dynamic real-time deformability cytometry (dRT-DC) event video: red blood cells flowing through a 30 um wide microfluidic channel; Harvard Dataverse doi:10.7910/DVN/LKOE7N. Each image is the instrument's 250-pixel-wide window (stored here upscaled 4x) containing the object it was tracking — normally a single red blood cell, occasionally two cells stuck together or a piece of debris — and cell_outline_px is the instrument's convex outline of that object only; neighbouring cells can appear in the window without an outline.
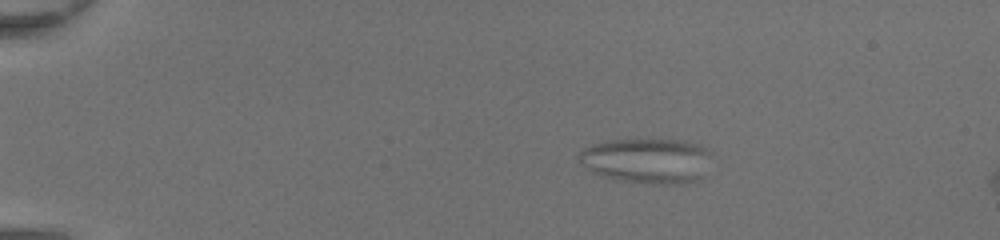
{"species": "common noctule bat (a hibernating species)", "species_latin": "Nyctalus noctula", "temperature_condition": "room temperature", "stored_images_in_passage": 48, "camera_frame_rate_fps": 3000, "um_per_image_px": 0.085, "animal": {"sex": "female", "body_mass_g": 20.0, "forearm_length_mm": 54.0}, "frame": {"image": 1, "passage_image": 9, "time_ms": 2.667, "image_size_px": [1000, 240], "cell_outline_px": [[700, 152], [692, 180], [668, 184], [660, 184], [632, 180], [612, 176], [596, 172], [580, 160], [580, 152], [596, 144], [616, 140], [680, 140], [692, 144], [700, 148]], "centroid_in_image_um": [54.75, 13.61], "position_along_channel_um": 30.2, "area_um2": 30.52}}
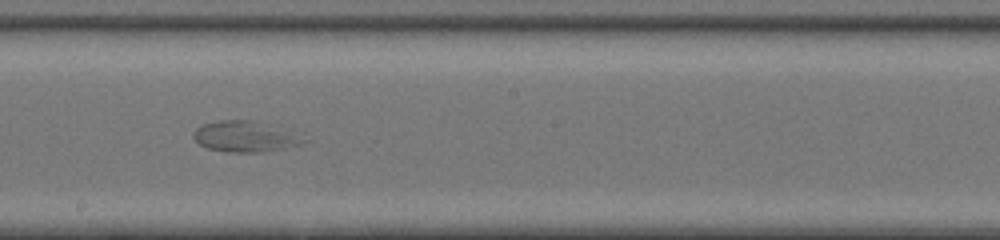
{"frame": {"image": 2, "passage_image": 29, "time_ms": 9.333, "image_size_px": [1000, 240], "cell_outline_px": [[284, 144], [276, 148], [260, 152], [228, 152], [208, 148], [200, 144], [192, 136], [192, 132], [196, 128], [204, 124], [220, 120], [252, 120], [276, 132], [284, 140]], "centroid_in_image_um": [20.17, 11.6], "position_along_channel_um": 228.0, "area_um2": 16.53}}
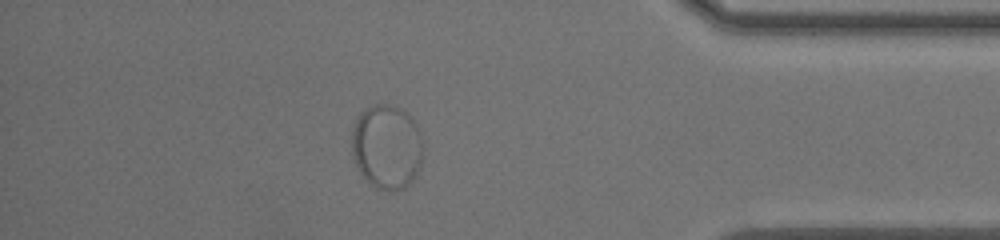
{"frame": {"image": 3, "passage_image": 43, "time_ms": 14.0, "image_size_px": [1000, 240], "cell_outline_px": [[420, 164], [416, 176], [404, 188], [392, 192], [376, 188], [364, 176], [356, 164], [352, 152], [352, 132], [356, 120], [360, 112], [376, 104], [388, 104], [400, 108], [412, 120], [416, 128], [420, 152]], "centroid_in_image_um": [32.83, 12.5], "position_along_channel_um": 402.4, "area_um2": 34.1}}